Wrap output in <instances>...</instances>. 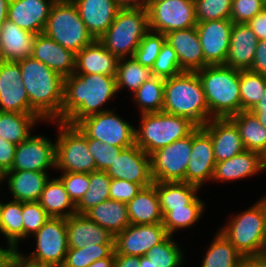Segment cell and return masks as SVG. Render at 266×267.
<instances>
[{
	"instance_id": "cell-1",
	"label": "cell",
	"mask_w": 266,
	"mask_h": 267,
	"mask_svg": "<svg viewBox=\"0 0 266 267\" xmlns=\"http://www.w3.org/2000/svg\"><path fill=\"white\" fill-rule=\"evenodd\" d=\"M116 93L118 91L115 76L74 72L64 77L61 122L76 125L85 117L109 111L103 106L115 97Z\"/></svg>"
},
{
	"instance_id": "cell-2",
	"label": "cell",
	"mask_w": 266,
	"mask_h": 267,
	"mask_svg": "<svg viewBox=\"0 0 266 267\" xmlns=\"http://www.w3.org/2000/svg\"><path fill=\"white\" fill-rule=\"evenodd\" d=\"M31 108L47 122H61L64 77L32 56L17 62Z\"/></svg>"
},
{
	"instance_id": "cell-3",
	"label": "cell",
	"mask_w": 266,
	"mask_h": 267,
	"mask_svg": "<svg viewBox=\"0 0 266 267\" xmlns=\"http://www.w3.org/2000/svg\"><path fill=\"white\" fill-rule=\"evenodd\" d=\"M163 112L186 117L202 127L212 117L196 72L183 71L165 79Z\"/></svg>"
},
{
	"instance_id": "cell-4",
	"label": "cell",
	"mask_w": 266,
	"mask_h": 267,
	"mask_svg": "<svg viewBox=\"0 0 266 267\" xmlns=\"http://www.w3.org/2000/svg\"><path fill=\"white\" fill-rule=\"evenodd\" d=\"M212 118H230L241 111L240 70L207 65L196 71Z\"/></svg>"
},
{
	"instance_id": "cell-5",
	"label": "cell",
	"mask_w": 266,
	"mask_h": 267,
	"mask_svg": "<svg viewBox=\"0 0 266 267\" xmlns=\"http://www.w3.org/2000/svg\"><path fill=\"white\" fill-rule=\"evenodd\" d=\"M135 145L149 156L160 148L190 135L198 126L186 117L165 112L140 114Z\"/></svg>"
},
{
	"instance_id": "cell-6",
	"label": "cell",
	"mask_w": 266,
	"mask_h": 267,
	"mask_svg": "<svg viewBox=\"0 0 266 267\" xmlns=\"http://www.w3.org/2000/svg\"><path fill=\"white\" fill-rule=\"evenodd\" d=\"M220 232L244 257L266 255V221L262 206L257 201L246 211L229 217Z\"/></svg>"
},
{
	"instance_id": "cell-7",
	"label": "cell",
	"mask_w": 266,
	"mask_h": 267,
	"mask_svg": "<svg viewBox=\"0 0 266 267\" xmlns=\"http://www.w3.org/2000/svg\"><path fill=\"white\" fill-rule=\"evenodd\" d=\"M149 31L145 8H121L107 31L98 39L118 59L133 57Z\"/></svg>"
},
{
	"instance_id": "cell-8",
	"label": "cell",
	"mask_w": 266,
	"mask_h": 267,
	"mask_svg": "<svg viewBox=\"0 0 266 267\" xmlns=\"http://www.w3.org/2000/svg\"><path fill=\"white\" fill-rule=\"evenodd\" d=\"M43 33L76 54L95 40L72 0H56Z\"/></svg>"
},
{
	"instance_id": "cell-9",
	"label": "cell",
	"mask_w": 266,
	"mask_h": 267,
	"mask_svg": "<svg viewBox=\"0 0 266 267\" xmlns=\"http://www.w3.org/2000/svg\"><path fill=\"white\" fill-rule=\"evenodd\" d=\"M33 236L35 251L23 254L18 250L20 258L33 267H62L69 249L66 219L50 217Z\"/></svg>"
},
{
	"instance_id": "cell-10",
	"label": "cell",
	"mask_w": 266,
	"mask_h": 267,
	"mask_svg": "<svg viewBox=\"0 0 266 267\" xmlns=\"http://www.w3.org/2000/svg\"><path fill=\"white\" fill-rule=\"evenodd\" d=\"M55 169L62 172L91 173L97 171L94 157L89 152L87 137L75 126L56 121Z\"/></svg>"
},
{
	"instance_id": "cell-11",
	"label": "cell",
	"mask_w": 266,
	"mask_h": 267,
	"mask_svg": "<svg viewBox=\"0 0 266 267\" xmlns=\"http://www.w3.org/2000/svg\"><path fill=\"white\" fill-rule=\"evenodd\" d=\"M115 111L101 112L80 120L75 126L86 136L124 149L135 145V127Z\"/></svg>"
},
{
	"instance_id": "cell-12",
	"label": "cell",
	"mask_w": 266,
	"mask_h": 267,
	"mask_svg": "<svg viewBox=\"0 0 266 267\" xmlns=\"http://www.w3.org/2000/svg\"><path fill=\"white\" fill-rule=\"evenodd\" d=\"M149 30L166 34L196 27L194 0H159L147 6Z\"/></svg>"
},
{
	"instance_id": "cell-13",
	"label": "cell",
	"mask_w": 266,
	"mask_h": 267,
	"mask_svg": "<svg viewBox=\"0 0 266 267\" xmlns=\"http://www.w3.org/2000/svg\"><path fill=\"white\" fill-rule=\"evenodd\" d=\"M192 133L158 149L150 155L154 182H185L191 157Z\"/></svg>"
},
{
	"instance_id": "cell-14",
	"label": "cell",
	"mask_w": 266,
	"mask_h": 267,
	"mask_svg": "<svg viewBox=\"0 0 266 267\" xmlns=\"http://www.w3.org/2000/svg\"><path fill=\"white\" fill-rule=\"evenodd\" d=\"M56 143L42 135H30L16 146L10 170L47 172L55 169Z\"/></svg>"
},
{
	"instance_id": "cell-15",
	"label": "cell",
	"mask_w": 266,
	"mask_h": 267,
	"mask_svg": "<svg viewBox=\"0 0 266 267\" xmlns=\"http://www.w3.org/2000/svg\"><path fill=\"white\" fill-rule=\"evenodd\" d=\"M168 236L163 223L130 224L114 239V251L129 256H146L148 251Z\"/></svg>"
},
{
	"instance_id": "cell-16",
	"label": "cell",
	"mask_w": 266,
	"mask_h": 267,
	"mask_svg": "<svg viewBox=\"0 0 266 267\" xmlns=\"http://www.w3.org/2000/svg\"><path fill=\"white\" fill-rule=\"evenodd\" d=\"M232 28L231 19L197 22L204 61L208 65H225Z\"/></svg>"
},
{
	"instance_id": "cell-17",
	"label": "cell",
	"mask_w": 266,
	"mask_h": 267,
	"mask_svg": "<svg viewBox=\"0 0 266 267\" xmlns=\"http://www.w3.org/2000/svg\"><path fill=\"white\" fill-rule=\"evenodd\" d=\"M0 111L37 114L30 106L17 62L0 60Z\"/></svg>"
},
{
	"instance_id": "cell-18",
	"label": "cell",
	"mask_w": 266,
	"mask_h": 267,
	"mask_svg": "<svg viewBox=\"0 0 266 267\" xmlns=\"http://www.w3.org/2000/svg\"><path fill=\"white\" fill-rule=\"evenodd\" d=\"M188 163L185 182L201 187L212 180L216 159L210 135L202 128L197 127L192 132V150Z\"/></svg>"
},
{
	"instance_id": "cell-19",
	"label": "cell",
	"mask_w": 266,
	"mask_h": 267,
	"mask_svg": "<svg viewBox=\"0 0 266 267\" xmlns=\"http://www.w3.org/2000/svg\"><path fill=\"white\" fill-rule=\"evenodd\" d=\"M105 172L113 179L137 183L142 188L154 183L150 156L137 145L124 149Z\"/></svg>"
},
{
	"instance_id": "cell-20",
	"label": "cell",
	"mask_w": 266,
	"mask_h": 267,
	"mask_svg": "<svg viewBox=\"0 0 266 267\" xmlns=\"http://www.w3.org/2000/svg\"><path fill=\"white\" fill-rule=\"evenodd\" d=\"M56 0H10L7 19L35 35L43 33Z\"/></svg>"
},
{
	"instance_id": "cell-21",
	"label": "cell",
	"mask_w": 266,
	"mask_h": 267,
	"mask_svg": "<svg viewBox=\"0 0 266 267\" xmlns=\"http://www.w3.org/2000/svg\"><path fill=\"white\" fill-rule=\"evenodd\" d=\"M202 128L212 139L216 163L246 150L238 127L230 118H212Z\"/></svg>"
},
{
	"instance_id": "cell-22",
	"label": "cell",
	"mask_w": 266,
	"mask_h": 267,
	"mask_svg": "<svg viewBox=\"0 0 266 267\" xmlns=\"http://www.w3.org/2000/svg\"><path fill=\"white\" fill-rule=\"evenodd\" d=\"M31 56L63 77L75 72L76 53L61 46L44 33L35 36Z\"/></svg>"
},
{
	"instance_id": "cell-23",
	"label": "cell",
	"mask_w": 266,
	"mask_h": 267,
	"mask_svg": "<svg viewBox=\"0 0 266 267\" xmlns=\"http://www.w3.org/2000/svg\"><path fill=\"white\" fill-rule=\"evenodd\" d=\"M165 38L176 52L182 71L196 72L208 65L196 27L166 33Z\"/></svg>"
},
{
	"instance_id": "cell-24",
	"label": "cell",
	"mask_w": 266,
	"mask_h": 267,
	"mask_svg": "<svg viewBox=\"0 0 266 267\" xmlns=\"http://www.w3.org/2000/svg\"><path fill=\"white\" fill-rule=\"evenodd\" d=\"M94 39H99L111 26L121 7L115 0H72Z\"/></svg>"
},
{
	"instance_id": "cell-25",
	"label": "cell",
	"mask_w": 266,
	"mask_h": 267,
	"mask_svg": "<svg viewBox=\"0 0 266 267\" xmlns=\"http://www.w3.org/2000/svg\"><path fill=\"white\" fill-rule=\"evenodd\" d=\"M69 248H83L86 245L114 244L115 236L91 221L85 214L75 213L66 219Z\"/></svg>"
},
{
	"instance_id": "cell-26",
	"label": "cell",
	"mask_w": 266,
	"mask_h": 267,
	"mask_svg": "<svg viewBox=\"0 0 266 267\" xmlns=\"http://www.w3.org/2000/svg\"><path fill=\"white\" fill-rule=\"evenodd\" d=\"M258 39L247 23H233L225 66L238 70H250Z\"/></svg>"
},
{
	"instance_id": "cell-27",
	"label": "cell",
	"mask_w": 266,
	"mask_h": 267,
	"mask_svg": "<svg viewBox=\"0 0 266 267\" xmlns=\"http://www.w3.org/2000/svg\"><path fill=\"white\" fill-rule=\"evenodd\" d=\"M118 58L97 39L76 54L77 74L115 76Z\"/></svg>"
},
{
	"instance_id": "cell-28",
	"label": "cell",
	"mask_w": 266,
	"mask_h": 267,
	"mask_svg": "<svg viewBox=\"0 0 266 267\" xmlns=\"http://www.w3.org/2000/svg\"><path fill=\"white\" fill-rule=\"evenodd\" d=\"M35 36L7 19L0 28V60L18 62L30 57Z\"/></svg>"
},
{
	"instance_id": "cell-29",
	"label": "cell",
	"mask_w": 266,
	"mask_h": 267,
	"mask_svg": "<svg viewBox=\"0 0 266 267\" xmlns=\"http://www.w3.org/2000/svg\"><path fill=\"white\" fill-rule=\"evenodd\" d=\"M262 170L261 154L245 150L232 158L217 162L211 181L230 182L246 179V177L258 174Z\"/></svg>"
},
{
	"instance_id": "cell-30",
	"label": "cell",
	"mask_w": 266,
	"mask_h": 267,
	"mask_svg": "<svg viewBox=\"0 0 266 267\" xmlns=\"http://www.w3.org/2000/svg\"><path fill=\"white\" fill-rule=\"evenodd\" d=\"M5 178L12 200L30 202L39 200L50 176L47 172L9 170L4 173Z\"/></svg>"
},
{
	"instance_id": "cell-31",
	"label": "cell",
	"mask_w": 266,
	"mask_h": 267,
	"mask_svg": "<svg viewBox=\"0 0 266 267\" xmlns=\"http://www.w3.org/2000/svg\"><path fill=\"white\" fill-rule=\"evenodd\" d=\"M130 224H158L163 222V214L159 197L154 184L143 187L138 194L127 203Z\"/></svg>"
},
{
	"instance_id": "cell-32",
	"label": "cell",
	"mask_w": 266,
	"mask_h": 267,
	"mask_svg": "<svg viewBox=\"0 0 266 267\" xmlns=\"http://www.w3.org/2000/svg\"><path fill=\"white\" fill-rule=\"evenodd\" d=\"M85 215L114 236L130 225L127 204L113 199L99 203Z\"/></svg>"
},
{
	"instance_id": "cell-33",
	"label": "cell",
	"mask_w": 266,
	"mask_h": 267,
	"mask_svg": "<svg viewBox=\"0 0 266 267\" xmlns=\"http://www.w3.org/2000/svg\"><path fill=\"white\" fill-rule=\"evenodd\" d=\"M38 202L53 218L67 219L76 213V205L69 198L68 192L58 177L47 181Z\"/></svg>"
},
{
	"instance_id": "cell-34",
	"label": "cell",
	"mask_w": 266,
	"mask_h": 267,
	"mask_svg": "<svg viewBox=\"0 0 266 267\" xmlns=\"http://www.w3.org/2000/svg\"><path fill=\"white\" fill-rule=\"evenodd\" d=\"M163 217L172 208L190 204L198 195L199 187L186 182H154Z\"/></svg>"
},
{
	"instance_id": "cell-35",
	"label": "cell",
	"mask_w": 266,
	"mask_h": 267,
	"mask_svg": "<svg viewBox=\"0 0 266 267\" xmlns=\"http://www.w3.org/2000/svg\"><path fill=\"white\" fill-rule=\"evenodd\" d=\"M39 121L44 120L38 114L0 111V137L18 145L31 135Z\"/></svg>"
},
{
	"instance_id": "cell-36",
	"label": "cell",
	"mask_w": 266,
	"mask_h": 267,
	"mask_svg": "<svg viewBox=\"0 0 266 267\" xmlns=\"http://www.w3.org/2000/svg\"><path fill=\"white\" fill-rule=\"evenodd\" d=\"M238 127L246 150L262 153L266 150V128L251 111H240L230 117Z\"/></svg>"
},
{
	"instance_id": "cell-37",
	"label": "cell",
	"mask_w": 266,
	"mask_h": 267,
	"mask_svg": "<svg viewBox=\"0 0 266 267\" xmlns=\"http://www.w3.org/2000/svg\"><path fill=\"white\" fill-rule=\"evenodd\" d=\"M200 267H239L244 256L218 230Z\"/></svg>"
},
{
	"instance_id": "cell-38",
	"label": "cell",
	"mask_w": 266,
	"mask_h": 267,
	"mask_svg": "<svg viewBox=\"0 0 266 267\" xmlns=\"http://www.w3.org/2000/svg\"><path fill=\"white\" fill-rule=\"evenodd\" d=\"M0 233L7 239L8 245L17 252L19 241L24 240L22 202L11 200L1 204Z\"/></svg>"
},
{
	"instance_id": "cell-39",
	"label": "cell",
	"mask_w": 266,
	"mask_h": 267,
	"mask_svg": "<svg viewBox=\"0 0 266 267\" xmlns=\"http://www.w3.org/2000/svg\"><path fill=\"white\" fill-rule=\"evenodd\" d=\"M151 77H153L151 68L144 67L133 57L120 58L118 60L115 75L118 92L126 87L133 94Z\"/></svg>"
},
{
	"instance_id": "cell-40",
	"label": "cell",
	"mask_w": 266,
	"mask_h": 267,
	"mask_svg": "<svg viewBox=\"0 0 266 267\" xmlns=\"http://www.w3.org/2000/svg\"><path fill=\"white\" fill-rule=\"evenodd\" d=\"M205 209V202L197 196L190 204L184 207L172 208L164 217L163 225L168 235L180 229L191 228L199 221Z\"/></svg>"
},
{
	"instance_id": "cell-41",
	"label": "cell",
	"mask_w": 266,
	"mask_h": 267,
	"mask_svg": "<svg viewBox=\"0 0 266 267\" xmlns=\"http://www.w3.org/2000/svg\"><path fill=\"white\" fill-rule=\"evenodd\" d=\"M165 79L153 76L132 95L141 114L162 112Z\"/></svg>"
},
{
	"instance_id": "cell-42",
	"label": "cell",
	"mask_w": 266,
	"mask_h": 267,
	"mask_svg": "<svg viewBox=\"0 0 266 267\" xmlns=\"http://www.w3.org/2000/svg\"><path fill=\"white\" fill-rule=\"evenodd\" d=\"M111 177L105 171L89 173V187L85 195L76 204V213L85 214L99 203L110 199Z\"/></svg>"
},
{
	"instance_id": "cell-43",
	"label": "cell",
	"mask_w": 266,
	"mask_h": 267,
	"mask_svg": "<svg viewBox=\"0 0 266 267\" xmlns=\"http://www.w3.org/2000/svg\"><path fill=\"white\" fill-rule=\"evenodd\" d=\"M266 75L240 70L241 111H250L264 96Z\"/></svg>"
},
{
	"instance_id": "cell-44",
	"label": "cell",
	"mask_w": 266,
	"mask_h": 267,
	"mask_svg": "<svg viewBox=\"0 0 266 267\" xmlns=\"http://www.w3.org/2000/svg\"><path fill=\"white\" fill-rule=\"evenodd\" d=\"M114 251V244L86 245L69 248L62 267H88L96 260L107 258Z\"/></svg>"
},
{
	"instance_id": "cell-45",
	"label": "cell",
	"mask_w": 266,
	"mask_h": 267,
	"mask_svg": "<svg viewBox=\"0 0 266 267\" xmlns=\"http://www.w3.org/2000/svg\"><path fill=\"white\" fill-rule=\"evenodd\" d=\"M172 237L174 236L168 235L162 242L152 247L146 255L158 267H180L184 263V252Z\"/></svg>"
},
{
	"instance_id": "cell-46",
	"label": "cell",
	"mask_w": 266,
	"mask_h": 267,
	"mask_svg": "<svg viewBox=\"0 0 266 267\" xmlns=\"http://www.w3.org/2000/svg\"><path fill=\"white\" fill-rule=\"evenodd\" d=\"M165 41V34L149 30L140 41L133 58L144 67L152 68Z\"/></svg>"
},
{
	"instance_id": "cell-47",
	"label": "cell",
	"mask_w": 266,
	"mask_h": 267,
	"mask_svg": "<svg viewBox=\"0 0 266 267\" xmlns=\"http://www.w3.org/2000/svg\"><path fill=\"white\" fill-rule=\"evenodd\" d=\"M197 22L230 19L232 0H194Z\"/></svg>"
},
{
	"instance_id": "cell-48",
	"label": "cell",
	"mask_w": 266,
	"mask_h": 267,
	"mask_svg": "<svg viewBox=\"0 0 266 267\" xmlns=\"http://www.w3.org/2000/svg\"><path fill=\"white\" fill-rule=\"evenodd\" d=\"M151 70L153 76L163 79L171 78L183 72L177 54L168 42H164Z\"/></svg>"
},
{
	"instance_id": "cell-49",
	"label": "cell",
	"mask_w": 266,
	"mask_h": 267,
	"mask_svg": "<svg viewBox=\"0 0 266 267\" xmlns=\"http://www.w3.org/2000/svg\"><path fill=\"white\" fill-rule=\"evenodd\" d=\"M50 218L38 201L22 202V221L24 226V239L33 235Z\"/></svg>"
},
{
	"instance_id": "cell-50",
	"label": "cell",
	"mask_w": 266,
	"mask_h": 267,
	"mask_svg": "<svg viewBox=\"0 0 266 267\" xmlns=\"http://www.w3.org/2000/svg\"><path fill=\"white\" fill-rule=\"evenodd\" d=\"M87 146L94 157L97 171H106L124 150L122 147L111 146L90 137H87Z\"/></svg>"
},
{
	"instance_id": "cell-51",
	"label": "cell",
	"mask_w": 266,
	"mask_h": 267,
	"mask_svg": "<svg viewBox=\"0 0 266 267\" xmlns=\"http://www.w3.org/2000/svg\"><path fill=\"white\" fill-rule=\"evenodd\" d=\"M58 178L62 181L69 198L76 205L88 190L89 173L63 172Z\"/></svg>"
},
{
	"instance_id": "cell-52",
	"label": "cell",
	"mask_w": 266,
	"mask_h": 267,
	"mask_svg": "<svg viewBox=\"0 0 266 267\" xmlns=\"http://www.w3.org/2000/svg\"><path fill=\"white\" fill-rule=\"evenodd\" d=\"M264 7V0H232L230 19L233 23H248Z\"/></svg>"
},
{
	"instance_id": "cell-53",
	"label": "cell",
	"mask_w": 266,
	"mask_h": 267,
	"mask_svg": "<svg viewBox=\"0 0 266 267\" xmlns=\"http://www.w3.org/2000/svg\"><path fill=\"white\" fill-rule=\"evenodd\" d=\"M141 189L142 187L137 183L111 178L109 187L110 199L127 204Z\"/></svg>"
},
{
	"instance_id": "cell-54",
	"label": "cell",
	"mask_w": 266,
	"mask_h": 267,
	"mask_svg": "<svg viewBox=\"0 0 266 267\" xmlns=\"http://www.w3.org/2000/svg\"><path fill=\"white\" fill-rule=\"evenodd\" d=\"M16 144L0 137V170L5 173L11 169Z\"/></svg>"
},
{
	"instance_id": "cell-55",
	"label": "cell",
	"mask_w": 266,
	"mask_h": 267,
	"mask_svg": "<svg viewBox=\"0 0 266 267\" xmlns=\"http://www.w3.org/2000/svg\"><path fill=\"white\" fill-rule=\"evenodd\" d=\"M250 71L266 75V39L258 41Z\"/></svg>"
},
{
	"instance_id": "cell-56",
	"label": "cell",
	"mask_w": 266,
	"mask_h": 267,
	"mask_svg": "<svg viewBox=\"0 0 266 267\" xmlns=\"http://www.w3.org/2000/svg\"><path fill=\"white\" fill-rule=\"evenodd\" d=\"M247 24L256 35L258 41L266 39V7H264L260 13L254 16Z\"/></svg>"
},
{
	"instance_id": "cell-57",
	"label": "cell",
	"mask_w": 266,
	"mask_h": 267,
	"mask_svg": "<svg viewBox=\"0 0 266 267\" xmlns=\"http://www.w3.org/2000/svg\"><path fill=\"white\" fill-rule=\"evenodd\" d=\"M114 267H139V257L117 254L114 251Z\"/></svg>"
},
{
	"instance_id": "cell-58",
	"label": "cell",
	"mask_w": 266,
	"mask_h": 267,
	"mask_svg": "<svg viewBox=\"0 0 266 267\" xmlns=\"http://www.w3.org/2000/svg\"><path fill=\"white\" fill-rule=\"evenodd\" d=\"M239 267H266V255L261 257H244Z\"/></svg>"
},
{
	"instance_id": "cell-59",
	"label": "cell",
	"mask_w": 266,
	"mask_h": 267,
	"mask_svg": "<svg viewBox=\"0 0 266 267\" xmlns=\"http://www.w3.org/2000/svg\"><path fill=\"white\" fill-rule=\"evenodd\" d=\"M121 8H147L148 0H115Z\"/></svg>"
},
{
	"instance_id": "cell-60",
	"label": "cell",
	"mask_w": 266,
	"mask_h": 267,
	"mask_svg": "<svg viewBox=\"0 0 266 267\" xmlns=\"http://www.w3.org/2000/svg\"><path fill=\"white\" fill-rule=\"evenodd\" d=\"M88 267H114V251L107 258L96 260Z\"/></svg>"
},
{
	"instance_id": "cell-61",
	"label": "cell",
	"mask_w": 266,
	"mask_h": 267,
	"mask_svg": "<svg viewBox=\"0 0 266 267\" xmlns=\"http://www.w3.org/2000/svg\"><path fill=\"white\" fill-rule=\"evenodd\" d=\"M15 253L16 251L10 245H7V249L0 247V267L3 266Z\"/></svg>"
},
{
	"instance_id": "cell-62",
	"label": "cell",
	"mask_w": 266,
	"mask_h": 267,
	"mask_svg": "<svg viewBox=\"0 0 266 267\" xmlns=\"http://www.w3.org/2000/svg\"><path fill=\"white\" fill-rule=\"evenodd\" d=\"M9 2L10 0H0V28L7 20Z\"/></svg>"
},
{
	"instance_id": "cell-63",
	"label": "cell",
	"mask_w": 266,
	"mask_h": 267,
	"mask_svg": "<svg viewBox=\"0 0 266 267\" xmlns=\"http://www.w3.org/2000/svg\"><path fill=\"white\" fill-rule=\"evenodd\" d=\"M11 267H33L32 265H29L25 263L21 258L18 252H16L12 257H11Z\"/></svg>"
},
{
	"instance_id": "cell-64",
	"label": "cell",
	"mask_w": 266,
	"mask_h": 267,
	"mask_svg": "<svg viewBox=\"0 0 266 267\" xmlns=\"http://www.w3.org/2000/svg\"><path fill=\"white\" fill-rule=\"evenodd\" d=\"M257 117L259 122L266 128V110H250Z\"/></svg>"
},
{
	"instance_id": "cell-65",
	"label": "cell",
	"mask_w": 266,
	"mask_h": 267,
	"mask_svg": "<svg viewBox=\"0 0 266 267\" xmlns=\"http://www.w3.org/2000/svg\"><path fill=\"white\" fill-rule=\"evenodd\" d=\"M139 267H158V265L151 262L147 256H141L139 257Z\"/></svg>"
},
{
	"instance_id": "cell-66",
	"label": "cell",
	"mask_w": 266,
	"mask_h": 267,
	"mask_svg": "<svg viewBox=\"0 0 266 267\" xmlns=\"http://www.w3.org/2000/svg\"><path fill=\"white\" fill-rule=\"evenodd\" d=\"M251 110H266V91L261 100Z\"/></svg>"
},
{
	"instance_id": "cell-67",
	"label": "cell",
	"mask_w": 266,
	"mask_h": 267,
	"mask_svg": "<svg viewBox=\"0 0 266 267\" xmlns=\"http://www.w3.org/2000/svg\"><path fill=\"white\" fill-rule=\"evenodd\" d=\"M258 202L260 203V205L263 208L264 215H265V221H266V195L264 197H262L261 199H259Z\"/></svg>"
},
{
	"instance_id": "cell-68",
	"label": "cell",
	"mask_w": 266,
	"mask_h": 267,
	"mask_svg": "<svg viewBox=\"0 0 266 267\" xmlns=\"http://www.w3.org/2000/svg\"><path fill=\"white\" fill-rule=\"evenodd\" d=\"M261 157H262V166H263V169L265 170L266 169V150L262 153Z\"/></svg>"
},
{
	"instance_id": "cell-69",
	"label": "cell",
	"mask_w": 266,
	"mask_h": 267,
	"mask_svg": "<svg viewBox=\"0 0 266 267\" xmlns=\"http://www.w3.org/2000/svg\"><path fill=\"white\" fill-rule=\"evenodd\" d=\"M4 173L0 170V185L2 184V182L4 181Z\"/></svg>"
},
{
	"instance_id": "cell-70",
	"label": "cell",
	"mask_w": 266,
	"mask_h": 267,
	"mask_svg": "<svg viewBox=\"0 0 266 267\" xmlns=\"http://www.w3.org/2000/svg\"><path fill=\"white\" fill-rule=\"evenodd\" d=\"M1 267H11V258Z\"/></svg>"
},
{
	"instance_id": "cell-71",
	"label": "cell",
	"mask_w": 266,
	"mask_h": 267,
	"mask_svg": "<svg viewBox=\"0 0 266 267\" xmlns=\"http://www.w3.org/2000/svg\"><path fill=\"white\" fill-rule=\"evenodd\" d=\"M156 1H159V0H148V2H147V6H148L150 3H152V2H156Z\"/></svg>"
}]
</instances>
